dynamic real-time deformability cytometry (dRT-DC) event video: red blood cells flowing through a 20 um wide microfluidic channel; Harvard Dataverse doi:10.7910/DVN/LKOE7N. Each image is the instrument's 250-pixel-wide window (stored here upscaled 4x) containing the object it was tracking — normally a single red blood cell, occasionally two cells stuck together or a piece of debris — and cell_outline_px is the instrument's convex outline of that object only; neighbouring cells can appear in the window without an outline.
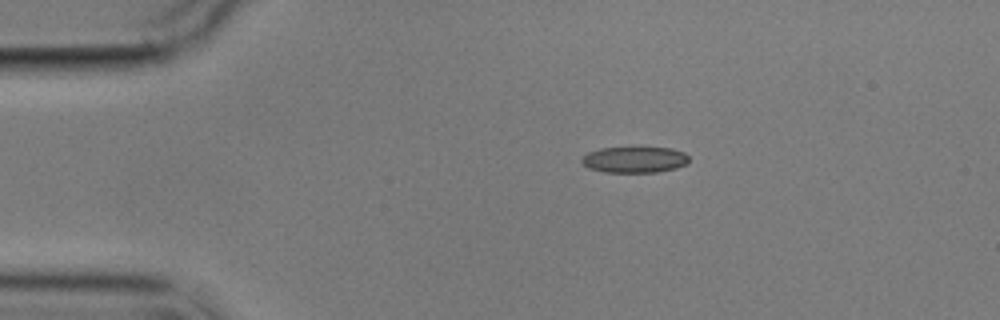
{"species": "common noctule bat (a hibernating species)", "species_latin": "Nyctalus noctula", "temperature_condition": "cold", "stored_images_in_passage": 4, "camera_frame_rate_fps": 3000, "um_per_image_px": 0.085, "animal": {"sex": "male", "body_mass_g": 17.9}, "frame": {"image": 1, "passage_image": 1, "time_ms": 0.0, "image_size_px": [1000, 320], "cell_outline_px": [[688, 164], [676, 168], [656, 172], [604, 172], [588, 168], [580, 160], [588, 152], [600, 148], [672, 148], [684, 152], [688, 156]], "centroid_in_image_um": [53.95, 13.57], "position_along_channel_um": 31.1, "area_um2": 16.24}}
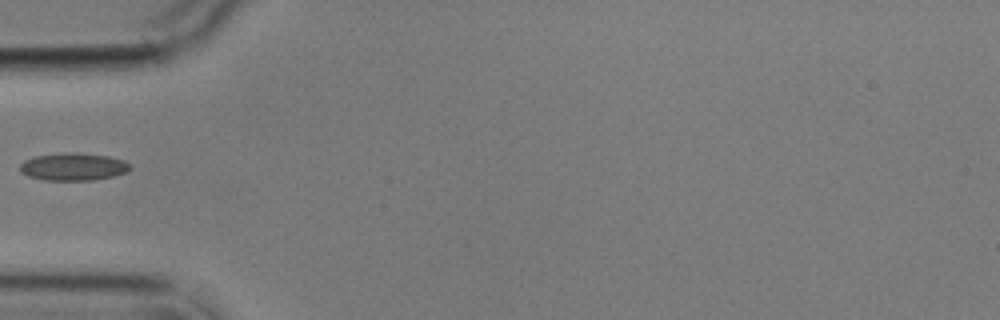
{"frame": {"image": 2, "passage_image": 3, "time_ms": 2.667, "image_size_px": [1000, 320], "cell_outline_px": [[128, 168], [124, 172], [112, 176], [92, 180], [44, 180], [28, 176], [20, 172], [20, 164], [24, 160], [36, 156], [64, 152], [80, 152], [108, 156], [124, 160], [128, 164]], "centroid_in_image_um": [6.17, 14.16], "position_along_channel_um": 78.8, "area_um2": 17.57}}
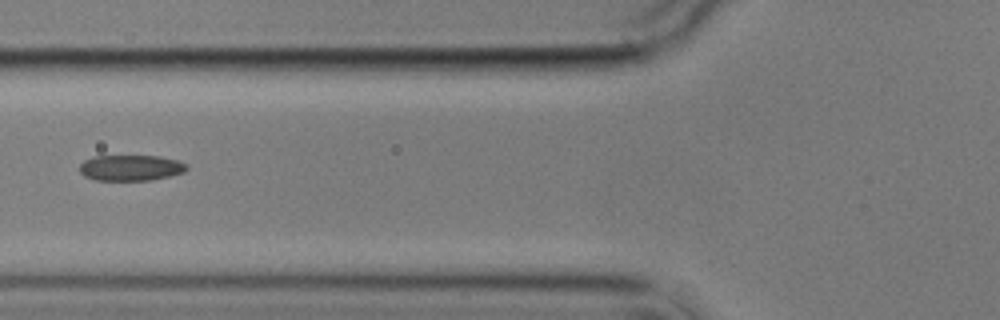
{"frame": {"image": 3, "passage_image": 4, "time_ms": 3.667, "image_size_px": [1000, 320], "cell_outline_px": [[188, 168], [184, 172], [152, 180], [96, 180], [84, 176], [80, 172], [80, 164], [84, 160], [92, 156], [160, 156], [180, 160], [188, 164]], "centroid_in_image_um": [11.13, 14.25], "position_along_channel_um": 114.7, "area_um2": 16.24}}